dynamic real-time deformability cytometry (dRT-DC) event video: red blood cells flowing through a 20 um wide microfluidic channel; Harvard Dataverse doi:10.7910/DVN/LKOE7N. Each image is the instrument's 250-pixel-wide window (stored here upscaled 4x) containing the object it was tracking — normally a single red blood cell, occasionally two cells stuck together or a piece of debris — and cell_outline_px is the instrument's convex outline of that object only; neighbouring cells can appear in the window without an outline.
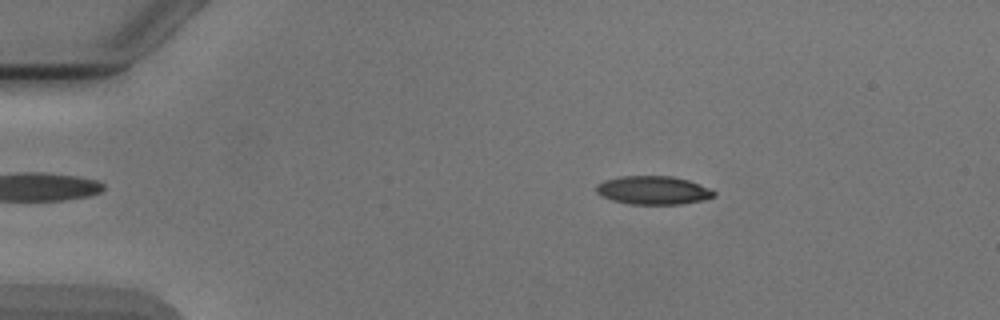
{"species": "Egyptian fruit bat (a non-hibernating species)", "species_latin": "Rousettus aegyptiacus", "temperature_condition": "cold", "stored_images_in_passage": 7, "camera_frame_rate_fps": 3000, "um_per_image_px": 0.085, "animal": {"sex": "male"}, "frame": {"image": 1, "passage_image": 2, "time_ms": 1.0, "image_size_px": [1000, 320], "cell_outline_px": [[716, 196], [704, 200], [680, 204], [632, 204], [612, 200], [596, 192], [596, 184], [604, 180], [620, 176], [672, 176], [688, 180], [700, 184], [716, 192]], "centroid_in_image_um": [55.54, 16.16], "position_along_channel_um": 29.5, "area_um2": 19.48}}
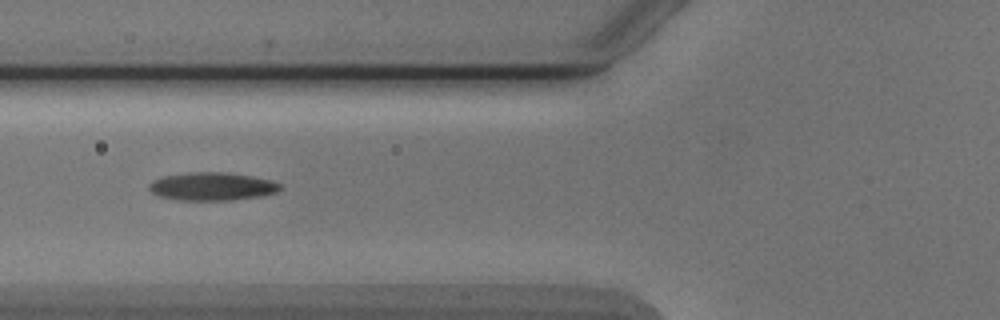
{"frame": {"image": 2, "passage_image": 5, "time_ms": 4.667, "image_size_px": [1000, 320], "cell_outline_px": [[284, 188], [276, 192], [260, 196], [232, 200], [180, 200], [160, 196], [152, 192], [148, 188], [148, 184], [152, 180], [164, 176], [188, 172], [224, 172], [252, 176], [272, 180], [280, 184]], "centroid_in_image_um": [18.04, 15.84], "position_along_channel_um": 107.8, "area_um2": 21.5}}
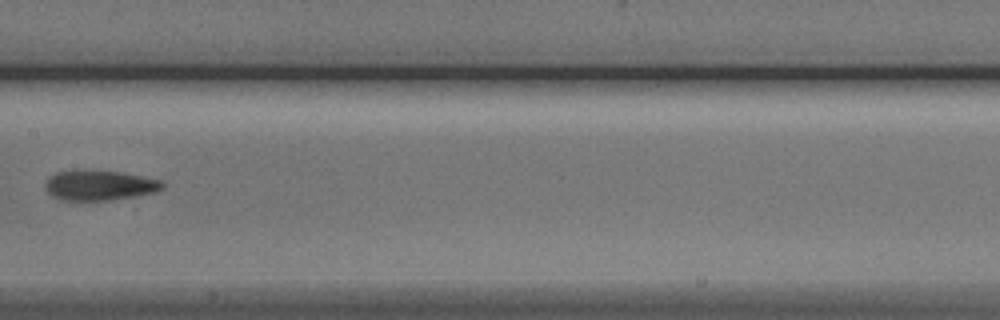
{"frame": {"image": 3, "passage_image": 7, "time_ms": 7.0, "image_size_px": [1000, 320], "cell_outline_px": [[164, 188], [156, 192], [112, 200], [60, 200], [52, 196], [44, 188], [44, 184], [48, 176], [56, 172], [84, 168], [120, 172], [160, 180], [164, 184]], "centroid_in_image_um": [8.39, 15.73], "position_along_channel_um": 199.0, "area_um2": 20.98}}